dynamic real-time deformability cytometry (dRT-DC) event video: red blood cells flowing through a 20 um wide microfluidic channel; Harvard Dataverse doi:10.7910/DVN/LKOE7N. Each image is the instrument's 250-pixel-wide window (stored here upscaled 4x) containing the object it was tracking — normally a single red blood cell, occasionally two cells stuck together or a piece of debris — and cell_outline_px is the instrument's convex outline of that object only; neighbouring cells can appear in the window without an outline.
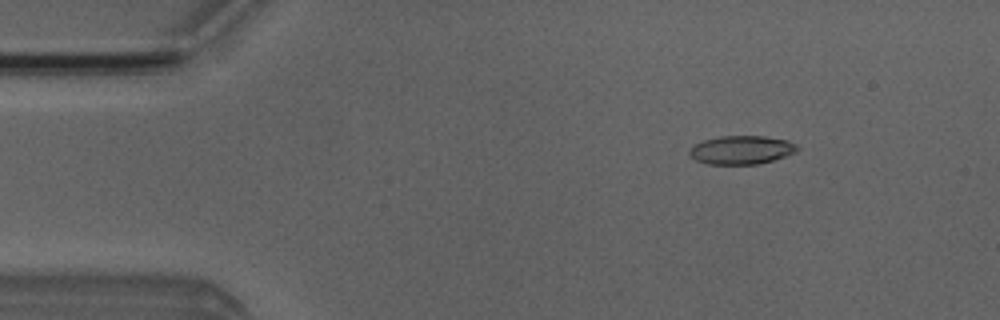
{"species": "Egyptian fruit bat (a non-hibernating species)", "species_latin": "Rousettus aegyptiacus", "temperature_condition": "room temperature", "stored_images_in_passage": 4, "camera_frame_rate_fps": 3000, "um_per_image_px": 0.085, "animal": {"sex": "male"}, "frame": {"image": 1, "passage_image": 2, "time_ms": 1.333, "image_size_px": [1000, 320], "cell_outline_px": [[800, 148], [796, 152], [772, 160], [756, 164], [708, 164], [696, 160], [688, 152], [688, 148], [704, 140], [720, 136], [764, 136], [788, 140], [796, 144]], "centroid_in_image_um": [63.03, 12.73], "position_along_channel_um": 22.0, "area_um2": 17.86}}